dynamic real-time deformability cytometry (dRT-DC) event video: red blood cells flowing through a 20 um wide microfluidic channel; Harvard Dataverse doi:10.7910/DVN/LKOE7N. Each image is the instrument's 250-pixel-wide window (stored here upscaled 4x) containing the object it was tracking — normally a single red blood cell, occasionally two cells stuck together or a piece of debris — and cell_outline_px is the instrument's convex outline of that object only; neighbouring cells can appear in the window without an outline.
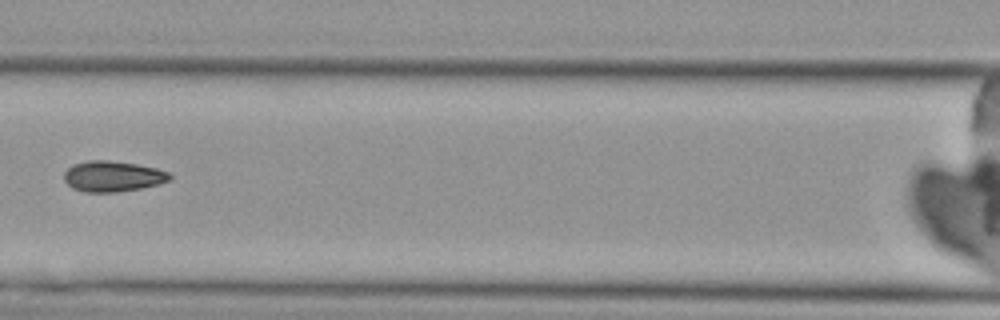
{"species": "Egyptian fruit bat (a non-hibernating species)", "species_latin": "Rousettus aegyptiacus", "temperature_condition": "cold", "stored_images_in_passage": 6, "camera_frame_rate_fps": 3000, "um_per_image_px": 0.085, "animal": {"sex": "female"}, "frame": {"image": 1, "passage_image": 6, "time_ms": 5.667, "image_size_px": [1000, 320], "cell_outline_px": [[172, 176], [168, 180], [156, 184], [140, 188], [116, 192], [84, 192], [72, 188], [64, 180], [64, 172], [72, 164], [88, 160], [108, 160], [136, 164], [156, 168], [168, 172]], "centroid_in_image_um": [9.53, 14.98], "position_along_channel_um": 157.1, "area_um2": 18.79}}